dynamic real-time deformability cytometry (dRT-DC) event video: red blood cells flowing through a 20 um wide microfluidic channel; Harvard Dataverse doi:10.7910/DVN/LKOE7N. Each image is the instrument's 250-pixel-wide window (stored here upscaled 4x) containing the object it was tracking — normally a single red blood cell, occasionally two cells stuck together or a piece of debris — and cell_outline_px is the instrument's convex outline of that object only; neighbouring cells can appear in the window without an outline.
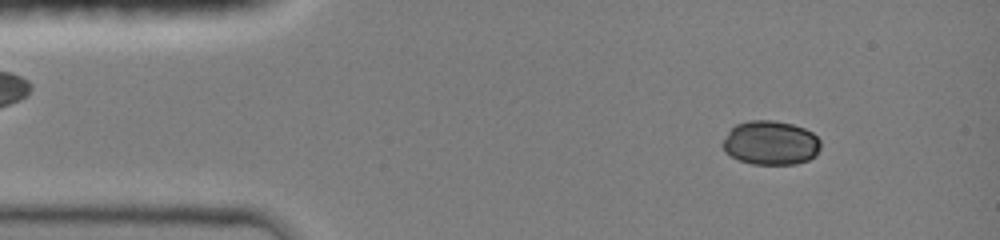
{"species": "common noctule bat (a hibernating species)", "species_latin": "Nyctalus noctula", "temperature_condition": "room temperature", "stored_images_in_passage": 39, "camera_frame_rate_fps": 3000, "um_per_image_px": 0.085, "animal": {"sex": "female", "body_mass_g": 19.0, "forearm_length_mm": 51.5}, "frame": {"image": 1, "passage_image": 6, "time_ms": 1.333, "image_size_px": [1000, 240], "cell_outline_px": [[820, 148], [808, 160], [796, 164], [752, 164], [740, 160], [724, 152], [724, 140], [728, 132], [736, 124], [748, 120], [772, 120], [792, 124], [804, 128], [812, 132], [820, 140]], "centroid_in_image_um": [65.5, 12.13], "position_along_channel_um": 19.5, "area_um2": 24.97}}
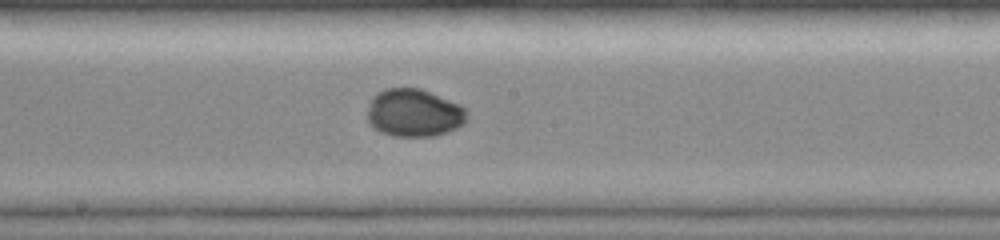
{"frame": {"image": 2, "passage_image": 23, "time_ms": 7.667, "image_size_px": [1000, 240], "cell_outline_px": [[464, 124], [448, 132], [436, 136], [396, 136], [380, 132], [372, 128], [368, 124], [368, 108], [372, 96], [376, 92], [384, 88], [420, 88], [460, 104], [464, 108]], "centroid_in_image_um": [35.14, 9.59], "position_along_channel_um": 213.1, "area_um2": 27.8}}
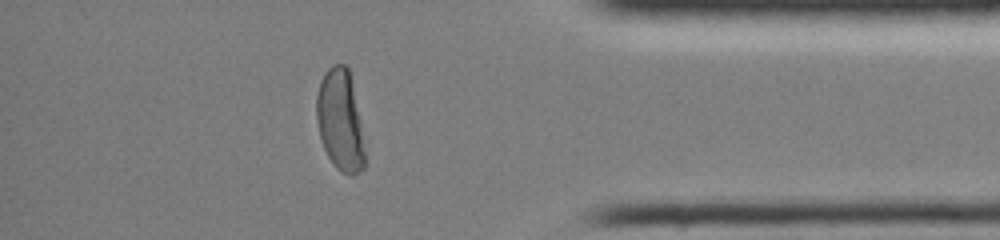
{"frame": {"image": 3, "passage_image": 35, "time_ms": 12.667, "image_size_px": [1000, 240], "cell_outline_px": [[364, 168], [352, 176], [348, 176], [340, 172], [332, 164], [324, 148], [320, 136], [316, 116], [316, 96], [320, 80], [328, 68], [332, 64], [344, 64], [348, 68], [360, 124], [364, 152]], "centroid_in_image_um": [28.88, 10.26], "position_along_channel_um": 406.3, "area_um2": 28.03}, "authors_computed_cell_mechanics": {"area_um2": 27.3394, "velocity_mm_per_s": 4.1586, "shape_relaxation_time_tau1_ms": 3.0418, "shape_relaxation_time_tau2_ms": 1.0216, "deformation_change_tau1": 0.1378, "deformation_change_tau2": 0.0133}}